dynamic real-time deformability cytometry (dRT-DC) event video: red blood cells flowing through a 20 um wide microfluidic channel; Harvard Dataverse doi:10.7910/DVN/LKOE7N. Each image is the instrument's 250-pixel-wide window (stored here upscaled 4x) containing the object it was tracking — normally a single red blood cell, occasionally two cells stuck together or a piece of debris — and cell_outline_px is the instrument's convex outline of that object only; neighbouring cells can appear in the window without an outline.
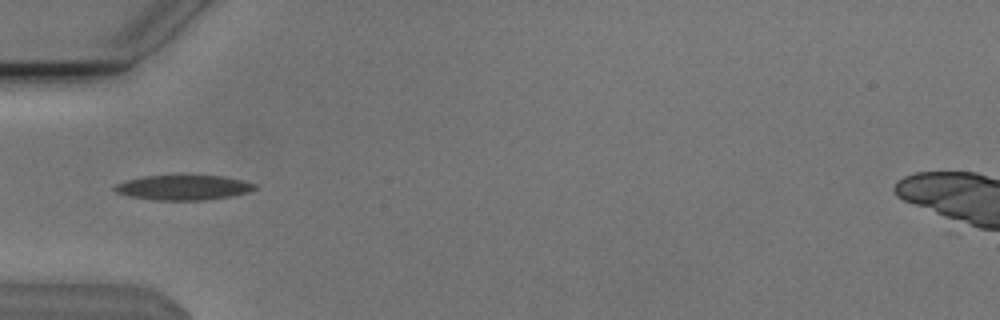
{"species": "Egyptian fruit bat (a non-hibernating species)", "species_latin": "Rousettus aegyptiacus", "temperature_condition": "cold", "stored_images_in_passage": 5, "camera_frame_rate_fps": 3000, "um_per_image_px": 0.085, "animal": {"sex": "male"}, "frame": {"image": 1, "passage_image": 1, "time_ms": 0.0, "image_size_px": [1000, 320], "cell_outline_px": [[256, 188], [248, 192], [232, 196], [204, 200], [156, 200], [128, 196], [116, 192], [112, 188], [116, 184], [128, 180], [144, 176], [224, 176], [256, 184]], "centroid_in_image_um": [15.58, 15.95], "position_along_channel_um": 69.4, "area_um2": 20.11}}